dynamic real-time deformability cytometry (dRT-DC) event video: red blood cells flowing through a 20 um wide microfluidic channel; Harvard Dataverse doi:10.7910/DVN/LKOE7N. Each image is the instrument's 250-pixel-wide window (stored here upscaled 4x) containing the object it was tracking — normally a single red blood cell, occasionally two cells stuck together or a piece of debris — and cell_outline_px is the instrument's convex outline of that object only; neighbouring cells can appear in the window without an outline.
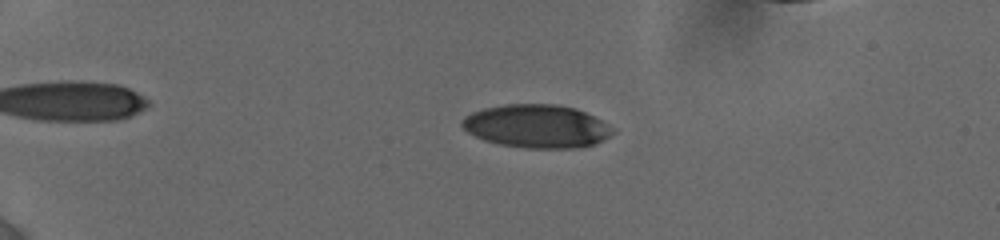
{"species": "human", "species_latin": "Homo sapiens", "temperature_condition": "cold", "stored_images_in_passage": 31, "camera_frame_rate_fps": 3000, "um_per_image_px": 0.085, "donor": {"sex": "female"}, "frame": {"image": 1, "passage_image": 4, "time_ms": 1.667, "image_size_px": [1000, 240], "cell_outline_px": [[616, 132], [596, 144], [584, 148], [528, 148], [500, 144], [484, 140], [468, 132], [460, 124], [460, 120], [464, 116], [472, 112], [484, 108], [504, 104], [556, 104], [576, 108], [616, 128]], "centroid_in_image_um": [45.64, 10.73], "position_along_channel_um": 39.4, "area_um2": 38.21}}
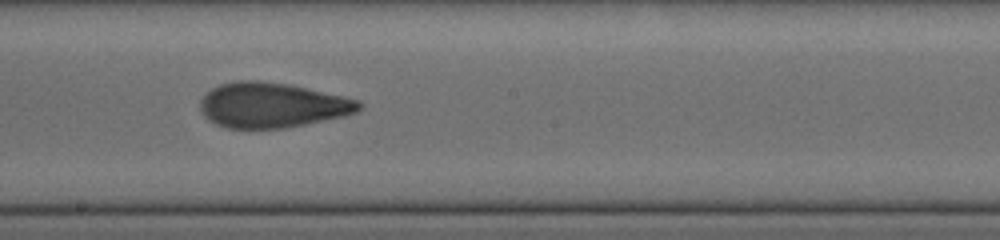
{"frame": {"image": 2, "passage_image": 17, "time_ms": 8.333, "image_size_px": [1000, 240], "cell_outline_px": [[364, 104], [356, 112], [344, 116], [284, 128], [228, 128], [216, 124], [208, 120], [200, 112], [200, 100], [212, 88], [220, 84], [236, 80], [256, 80], [288, 84], [344, 96], [360, 100]], "centroid_in_image_um": [23.12, 8.93], "position_along_channel_um": 225.1, "area_um2": 41.67}}
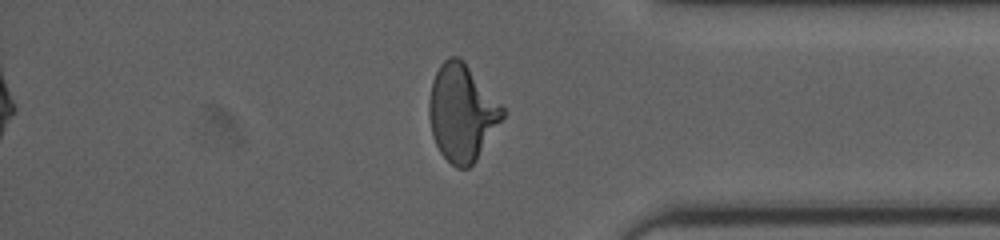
{"frame": {"image": 3, "passage_image": 26, "time_ms": 13.0, "image_size_px": [1000, 240], "cell_outline_px": [[508, 112], [476, 160], [468, 168], [456, 168], [440, 152], [432, 136], [428, 116], [428, 100], [432, 80], [440, 64], [448, 56], [460, 56], [464, 60]], "centroid_in_image_um": [39.26, 9.55], "position_along_channel_um": 395.9, "area_um2": 41.85}}